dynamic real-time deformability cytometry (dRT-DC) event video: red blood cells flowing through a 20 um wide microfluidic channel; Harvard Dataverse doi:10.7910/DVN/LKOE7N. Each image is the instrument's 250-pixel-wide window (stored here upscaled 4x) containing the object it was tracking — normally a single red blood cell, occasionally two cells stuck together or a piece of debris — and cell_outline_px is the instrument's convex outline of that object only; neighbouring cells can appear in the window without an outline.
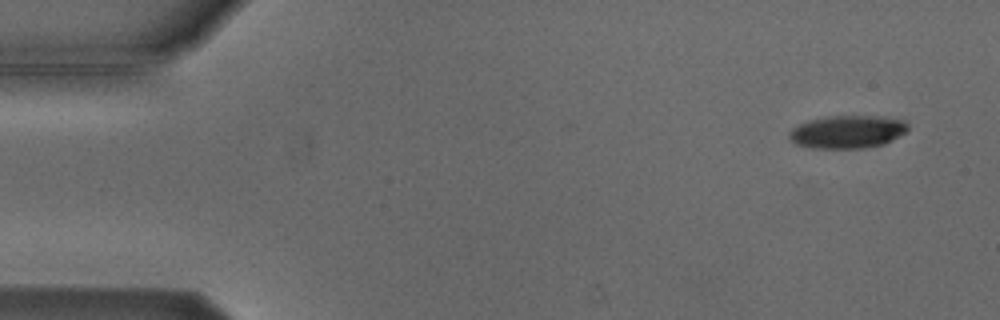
{"species": "Egyptian fruit bat (a non-hibernating species)", "species_latin": "Rousettus aegyptiacus", "temperature_condition": "cold", "stored_images_in_passage": 6, "camera_frame_rate_fps": 3000, "um_per_image_px": 0.085, "animal": {"sex": "male"}, "frame": {"image": 1, "passage_image": 1, "time_ms": 0.0, "image_size_px": [1000, 320], "cell_outline_px": [[908, 132], [884, 144], [864, 148], [812, 148], [796, 144], [788, 140], [788, 132], [792, 128], [808, 120], [828, 116], [884, 116], [904, 120], [908, 124]], "centroid_in_image_um": [72.04, 11.2], "position_along_channel_um": 13.0, "area_um2": 23.06}}
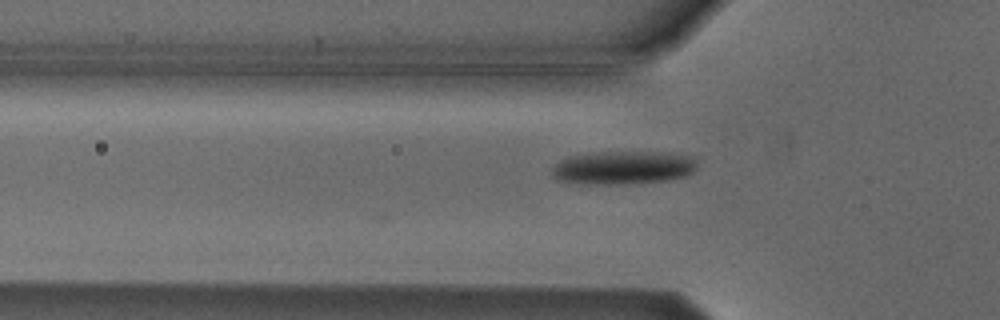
{"frame": {"image": 2, "passage_image": 5, "time_ms": 4.667, "image_size_px": [1000, 320], "cell_outline_px": [[696, 168], [692, 172], [684, 176], [668, 180], [628, 184], [580, 184], [556, 180], [552, 176], [552, 168], [560, 160], [568, 156], [608, 152], [668, 152], [688, 156], [696, 160]], "centroid_in_image_um": [52.94, 14.26], "position_along_channel_um": 72.9, "area_um2": 28.26}}